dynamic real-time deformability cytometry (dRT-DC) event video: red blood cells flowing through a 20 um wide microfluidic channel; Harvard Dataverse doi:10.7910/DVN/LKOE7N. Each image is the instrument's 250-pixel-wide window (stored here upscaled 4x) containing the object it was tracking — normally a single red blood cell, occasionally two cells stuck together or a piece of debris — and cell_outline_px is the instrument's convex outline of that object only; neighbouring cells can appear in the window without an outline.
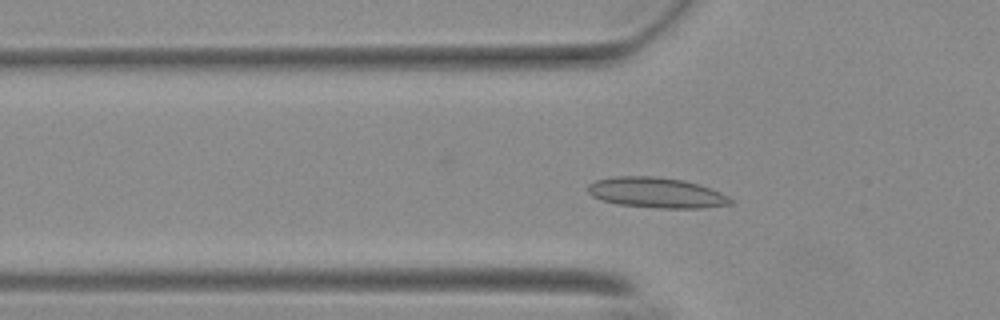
{"species": "Egyptian fruit bat (a non-hibernating species)", "species_latin": "Rousettus aegyptiacus", "temperature_condition": "warm", "stored_images_in_passage": 50, "camera_frame_rate_fps": 3000, "um_per_image_px": 0.085, "animal": {"sex": "female"}, "frame": {"image": 1, "passage_image": 13, "time_ms": 4.0, "image_size_px": [1000, 320], "cell_outline_px": [[736, 200], [732, 204], [700, 208], [656, 208], [616, 204], [600, 200], [592, 196], [588, 192], [588, 184], [596, 180], [616, 176], [656, 176], [684, 180], [700, 184], [712, 188]], "centroid_in_image_um": [55.82, 16.38], "position_along_channel_um": 70.0, "area_um2": 25.61}}
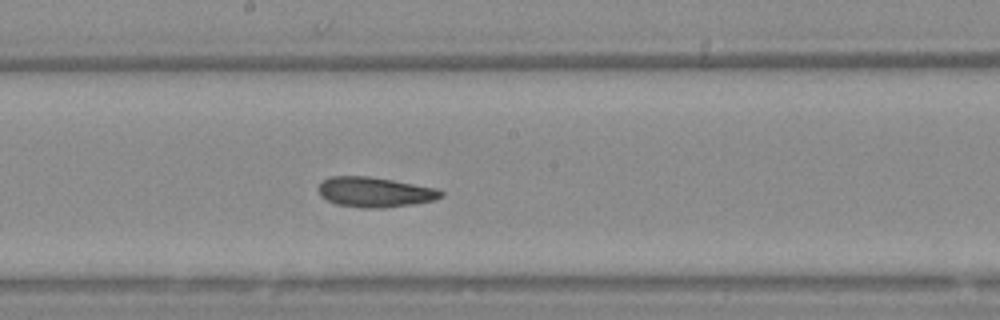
{"frame": {"image": 2, "passage_image": 25, "time_ms": 8.0, "image_size_px": [1000, 320], "cell_outline_px": [[444, 196], [432, 200], [412, 204], [384, 208], [360, 208], [336, 204], [320, 196], [316, 188], [320, 180], [332, 176], [368, 176], [392, 180], [436, 188], [444, 192]], "centroid_in_image_um": [31.8, 16.32], "position_along_channel_um": 216.4, "area_um2": 21.62}}
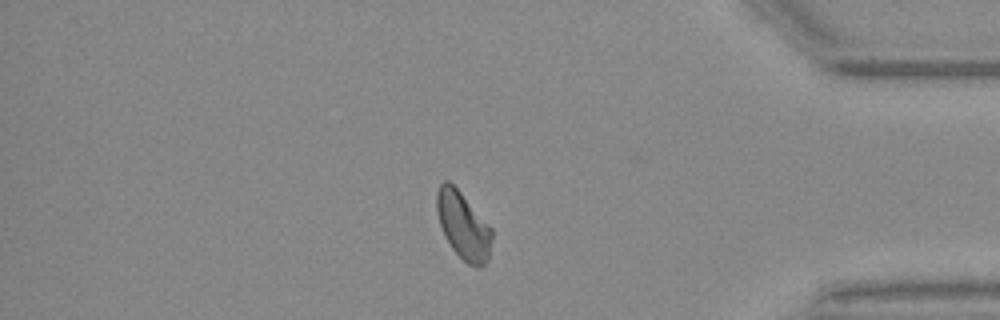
{"frame": {"image": 3, "passage_image": 42, "time_ms": 13.667, "image_size_px": [1000, 320], "cell_outline_px": [[492, 240], [488, 260], [480, 268], [476, 268], [468, 264], [452, 248], [444, 236], [436, 212], [436, 192], [440, 184], [444, 180], [448, 180], [460, 192], [492, 228]], "centroid_in_image_um": [39.37, 19.18], "position_along_channel_um": 395.8, "area_um2": 21.56}, "authors_computed_cell_mechanics": {"area_um2": 21.675, "velocity_mm_per_s": 3.6678, "shape_relaxation_time_tau1_ms": 9.4375, "shape_relaxation_time_tau2_ms": 4.2416, "deformation_change_tau1": 0.2001, "deformation_change_tau2": 0.0874}}